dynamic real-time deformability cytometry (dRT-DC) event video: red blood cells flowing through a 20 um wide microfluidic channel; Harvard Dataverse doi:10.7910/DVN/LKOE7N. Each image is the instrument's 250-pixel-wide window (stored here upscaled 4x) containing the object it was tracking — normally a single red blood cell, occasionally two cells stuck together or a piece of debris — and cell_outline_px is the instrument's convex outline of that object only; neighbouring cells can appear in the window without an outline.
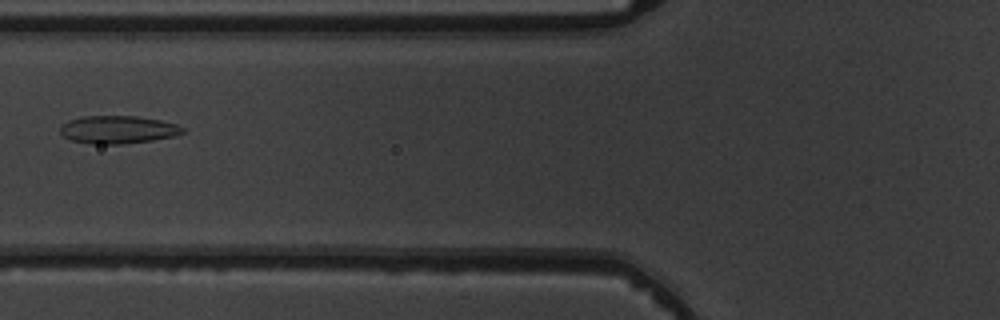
{"species": "common noctule bat (a hibernating species)", "species_latin": "Nyctalus noctula", "temperature_condition": "warm", "stored_images_in_passage": 3, "camera_frame_rate_fps": 3000, "um_per_image_px": 0.085, "animal": {"sex": "male", "body_mass_g": 19.5, "forearm_length_mm": 54.6}, "frame": {"image": 1, "passage_image": 3, "time_ms": 3.0, "image_size_px": [1000, 320], "cell_outline_px": [[188, 132], [172, 136], [152, 140], [120, 144], [92, 144], [72, 140], [64, 136], [60, 132], [60, 128], [68, 120], [84, 116], [136, 116], [160, 120], [176, 124], [184, 128]], "centroid_in_image_um": [10.04, 11.01], "position_along_channel_um": 115.8, "area_um2": 19.77}}